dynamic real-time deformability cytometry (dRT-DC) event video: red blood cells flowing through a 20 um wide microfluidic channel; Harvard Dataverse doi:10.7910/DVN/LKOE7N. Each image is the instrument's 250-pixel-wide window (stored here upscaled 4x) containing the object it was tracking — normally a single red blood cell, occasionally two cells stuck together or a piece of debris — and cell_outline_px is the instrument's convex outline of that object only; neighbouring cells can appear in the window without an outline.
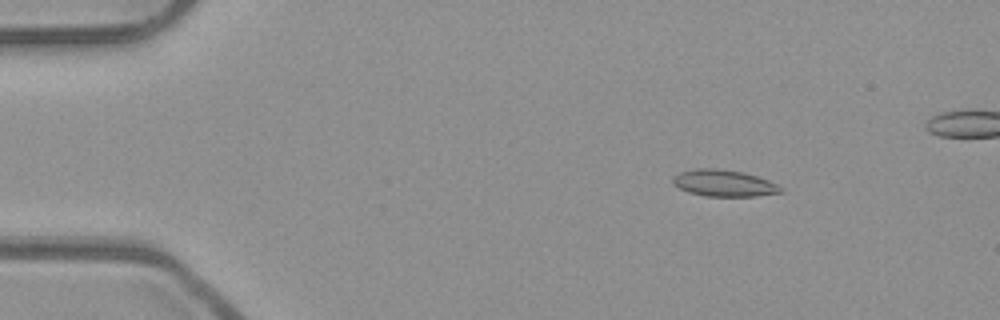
{"species": "common noctule bat (a hibernating species)", "species_latin": "Nyctalus noctula", "temperature_condition": "room temperature", "stored_images_in_passage": 53, "camera_frame_rate_fps": 3000, "um_per_image_px": 0.085, "animal": {"sex": "male", "body_mass_g": 23.1, "forearm_length_mm": 52.7}, "frame": {"image": 1, "passage_image": 7, "time_ms": 2.0, "image_size_px": [1000, 320], "cell_outline_px": [[784, 192], [756, 196], [704, 196], [688, 192], [680, 188], [672, 180], [672, 176], [680, 172], [696, 168], [716, 168], [744, 172], [768, 180], [784, 188]], "centroid_in_image_um": [61.55, 15.57], "position_along_channel_um": 23.5, "area_um2": 16.76}}
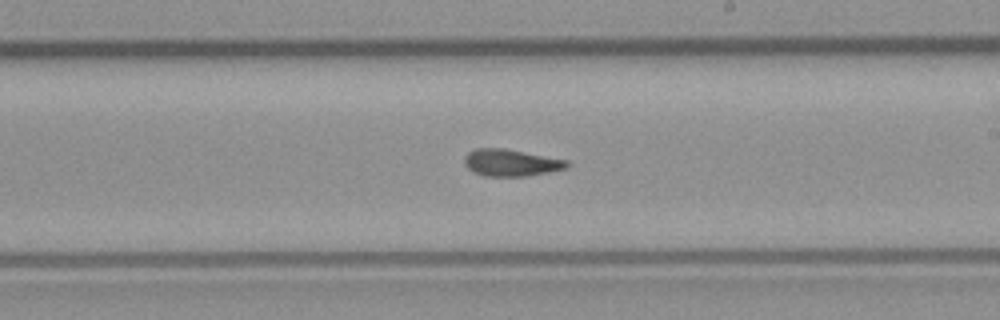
{"frame": {"image": 2, "passage_image": 30, "time_ms": 9.667, "image_size_px": [1000, 320], "cell_outline_px": [[572, 164], [568, 168], [528, 176], [484, 176], [472, 172], [464, 164], [464, 156], [468, 152], [476, 148], [504, 148], [568, 160]], "centroid_in_image_um": [43.44, 13.83], "position_along_channel_um": 245.6, "area_um2": 16.3}}
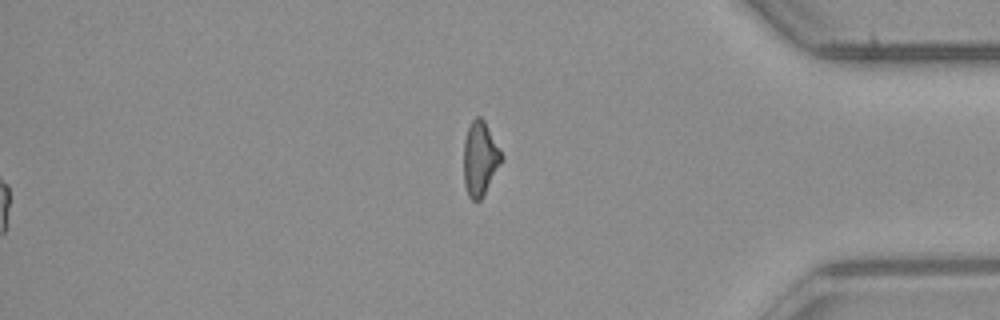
{"frame": {"image": 3, "passage_image": 53, "time_ms": 17.333, "image_size_px": [1000, 320], "cell_outline_px": [[504, 156], [480, 200], [472, 200], [468, 196], [464, 184], [464, 140], [468, 128], [472, 120], [476, 116], [480, 116], [484, 120], [500, 148]], "centroid_in_image_um": [40.79, 13.45], "position_along_channel_um": 394.4, "area_um2": 16.13}, "authors_computed_cell_mechanics": {"area_um2": 16.0106, "velocity_mm_per_s": 3.9627, "shape_relaxation_time_tau1_ms": null, "shape_relaxation_time_tau2_ms": 3.2518, "deformation_change_tau1": null, "deformation_change_tau2": 0.103}}